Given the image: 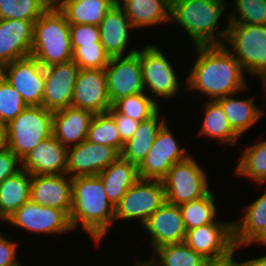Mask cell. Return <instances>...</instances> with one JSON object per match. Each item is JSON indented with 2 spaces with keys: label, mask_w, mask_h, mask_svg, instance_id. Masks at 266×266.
<instances>
[{
  "label": "cell",
  "mask_w": 266,
  "mask_h": 266,
  "mask_svg": "<svg viewBox=\"0 0 266 266\" xmlns=\"http://www.w3.org/2000/svg\"><path fill=\"white\" fill-rule=\"evenodd\" d=\"M26 107L21 95L2 77L0 79V121L7 124Z\"/></svg>",
  "instance_id": "cell-40"
},
{
  "label": "cell",
  "mask_w": 266,
  "mask_h": 266,
  "mask_svg": "<svg viewBox=\"0 0 266 266\" xmlns=\"http://www.w3.org/2000/svg\"><path fill=\"white\" fill-rule=\"evenodd\" d=\"M101 44L110 57H119L136 53L132 48L125 52L129 40V32L134 28L126 16L124 8L112 7L99 24ZM130 30V31H129Z\"/></svg>",
  "instance_id": "cell-22"
},
{
  "label": "cell",
  "mask_w": 266,
  "mask_h": 266,
  "mask_svg": "<svg viewBox=\"0 0 266 266\" xmlns=\"http://www.w3.org/2000/svg\"><path fill=\"white\" fill-rule=\"evenodd\" d=\"M107 112L113 117L120 132L121 140L125 144L132 138L138 129L140 122L118 113L113 107H111Z\"/></svg>",
  "instance_id": "cell-43"
},
{
  "label": "cell",
  "mask_w": 266,
  "mask_h": 266,
  "mask_svg": "<svg viewBox=\"0 0 266 266\" xmlns=\"http://www.w3.org/2000/svg\"><path fill=\"white\" fill-rule=\"evenodd\" d=\"M234 174L257 184L266 182V139L244 148Z\"/></svg>",
  "instance_id": "cell-32"
},
{
  "label": "cell",
  "mask_w": 266,
  "mask_h": 266,
  "mask_svg": "<svg viewBox=\"0 0 266 266\" xmlns=\"http://www.w3.org/2000/svg\"><path fill=\"white\" fill-rule=\"evenodd\" d=\"M2 65L0 64V75H2Z\"/></svg>",
  "instance_id": "cell-53"
},
{
  "label": "cell",
  "mask_w": 266,
  "mask_h": 266,
  "mask_svg": "<svg viewBox=\"0 0 266 266\" xmlns=\"http://www.w3.org/2000/svg\"><path fill=\"white\" fill-rule=\"evenodd\" d=\"M6 129L7 148L22 159L53 135V111L42 106H27L6 124Z\"/></svg>",
  "instance_id": "cell-6"
},
{
  "label": "cell",
  "mask_w": 266,
  "mask_h": 266,
  "mask_svg": "<svg viewBox=\"0 0 266 266\" xmlns=\"http://www.w3.org/2000/svg\"><path fill=\"white\" fill-rule=\"evenodd\" d=\"M94 113L69 106L53 112V136L70 148L87 139Z\"/></svg>",
  "instance_id": "cell-23"
},
{
  "label": "cell",
  "mask_w": 266,
  "mask_h": 266,
  "mask_svg": "<svg viewBox=\"0 0 266 266\" xmlns=\"http://www.w3.org/2000/svg\"><path fill=\"white\" fill-rule=\"evenodd\" d=\"M238 266H255L249 259L245 261H238Z\"/></svg>",
  "instance_id": "cell-50"
},
{
  "label": "cell",
  "mask_w": 266,
  "mask_h": 266,
  "mask_svg": "<svg viewBox=\"0 0 266 266\" xmlns=\"http://www.w3.org/2000/svg\"><path fill=\"white\" fill-rule=\"evenodd\" d=\"M150 236L149 246L153 250L185 241L186 228L182 212L178 205L165 202L159 207L142 226Z\"/></svg>",
  "instance_id": "cell-18"
},
{
  "label": "cell",
  "mask_w": 266,
  "mask_h": 266,
  "mask_svg": "<svg viewBox=\"0 0 266 266\" xmlns=\"http://www.w3.org/2000/svg\"><path fill=\"white\" fill-rule=\"evenodd\" d=\"M212 1H217L219 3H222V4H225L228 8H229V5H230V2H228V0H212Z\"/></svg>",
  "instance_id": "cell-51"
},
{
  "label": "cell",
  "mask_w": 266,
  "mask_h": 266,
  "mask_svg": "<svg viewBox=\"0 0 266 266\" xmlns=\"http://www.w3.org/2000/svg\"><path fill=\"white\" fill-rule=\"evenodd\" d=\"M72 49V60L80 69H104L109 64L111 58L101 42L72 47Z\"/></svg>",
  "instance_id": "cell-39"
},
{
  "label": "cell",
  "mask_w": 266,
  "mask_h": 266,
  "mask_svg": "<svg viewBox=\"0 0 266 266\" xmlns=\"http://www.w3.org/2000/svg\"><path fill=\"white\" fill-rule=\"evenodd\" d=\"M249 260L255 265V266H266V255H263L262 257H255V258H249Z\"/></svg>",
  "instance_id": "cell-47"
},
{
  "label": "cell",
  "mask_w": 266,
  "mask_h": 266,
  "mask_svg": "<svg viewBox=\"0 0 266 266\" xmlns=\"http://www.w3.org/2000/svg\"><path fill=\"white\" fill-rule=\"evenodd\" d=\"M184 242L205 259L223 256L235 247L233 220L187 230Z\"/></svg>",
  "instance_id": "cell-15"
},
{
  "label": "cell",
  "mask_w": 266,
  "mask_h": 266,
  "mask_svg": "<svg viewBox=\"0 0 266 266\" xmlns=\"http://www.w3.org/2000/svg\"><path fill=\"white\" fill-rule=\"evenodd\" d=\"M162 182L166 201L178 206L200 199L211 191L206 171L191 155L175 163Z\"/></svg>",
  "instance_id": "cell-7"
},
{
  "label": "cell",
  "mask_w": 266,
  "mask_h": 266,
  "mask_svg": "<svg viewBox=\"0 0 266 266\" xmlns=\"http://www.w3.org/2000/svg\"><path fill=\"white\" fill-rule=\"evenodd\" d=\"M194 49L198 58L186 76V90L200 92L209 100L247 91L246 72L224 45L195 46Z\"/></svg>",
  "instance_id": "cell-1"
},
{
  "label": "cell",
  "mask_w": 266,
  "mask_h": 266,
  "mask_svg": "<svg viewBox=\"0 0 266 266\" xmlns=\"http://www.w3.org/2000/svg\"><path fill=\"white\" fill-rule=\"evenodd\" d=\"M17 247L19 245L15 240L0 233V266H15L20 262L16 257L18 255Z\"/></svg>",
  "instance_id": "cell-44"
},
{
  "label": "cell",
  "mask_w": 266,
  "mask_h": 266,
  "mask_svg": "<svg viewBox=\"0 0 266 266\" xmlns=\"http://www.w3.org/2000/svg\"><path fill=\"white\" fill-rule=\"evenodd\" d=\"M131 0H111L113 7L124 8Z\"/></svg>",
  "instance_id": "cell-48"
},
{
  "label": "cell",
  "mask_w": 266,
  "mask_h": 266,
  "mask_svg": "<svg viewBox=\"0 0 266 266\" xmlns=\"http://www.w3.org/2000/svg\"><path fill=\"white\" fill-rule=\"evenodd\" d=\"M112 107L118 113L142 122L154 116L161 106L144 92L122 97L116 100Z\"/></svg>",
  "instance_id": "cell-37"
},
{
  "label": "cell",
  "mask_w": 266,
  "mask_h": 266,
  "mask_svg": "<svg viewBox=\"0 0 266 266\" xmlns=\"http://www.w3.org/2000/svg\"><path fill=\"white\" fill-rule=\"evenodd\" d=\"M79 70V66L73 60L44 67L42 107L54 112L71 106Z\"/></svg>",
  "instance_id": "cell-14"
},
{
  "label": "cell",
  "mask_w": 266,
  "mask_h": 266,
  "mask_svg": "<svg viewBox=\"0 0 266 266\" xmlns=\"http://www.w3.org/2000/svg\"><path fill=\"white\" fill-rule=\"evenodd\" d=\"M223 45L235 56L250 77L256 76L260 79L265 99L266 25H228Z\"/></svg>",
  "instance_id": "cell-5"
},
{
  "label": "cell",
  "mask_w": 266,
  "mask_h": 266,
  "mask_svg": "<svg viewBox=\"0 0 266 266\" xmlns=\"http://www.w3.org/2000/svg\"><path fill=\"white\" fill-rule=\"evenodd\" d=\"M71 106L94 114L106 113L112 107L104 69L79 70Z\"/></svg>",
  "instance_id": "cell-17"
},
{
  "label": "cell",
  "mask_w": 266,
  "mask_h": 266,
  "mask_svg": "<svg viewBox=\"0 0 266 266\" xmlns=\"http://www.w3.org/2000/svg\"><path fill=\"white\" fill-rule=\"evenodd\" d=\"M134 266H152L147 260L140 262V260H135Z\"/></svg>",
  "instance_id": "cell-49"
},
{
  "label": "cell",
  "mask_w": 266,
  "mask_h": 266,
  "mask_svg": "<svg viewBox=\"0 0 266 266\" xmlns=\"http://www.w3.org/2000/svg\"><path fill=\"white\" fill-rule=\"evenodd\" d=\"M207 100L203 107L204 116L198 136L217 140L219 144L234 146L240 137L233 131L221 105L216 100Z\"/></svg>",
  "instance_id": "cell-30"
},
{
  "label": "cell",
  "mask_w": 266,
  "mask_h": 266,
  "mask_svg": "<svg viewBox=\"0 0 266 266\" xmlns=\"http://www.w3.org/2000/svg\"><path fill=\"white\" fill-rule=\"evenodd\" d=\"M236 250H239V247L235 246L223 256L206 259L203 266H238V262L234 256Z\"/></svg>",
  "instance_id": "cell-45"
},
{
  "label": "cell",
  "mask_w": 266,
  "mask_h": 266,
  "mask_svg": "<svg viewBox=\"0 0 266 266\" xmlns=\"http://www.w3.org/2000/svg\"><path fill=\"white\" fill-rule=\"evenodd\" d=\"M32 175L22 169L0 183V216L6 221L30 200Z\"/></svg>",
  "instance_id": "cell-29"
},
{
  "label": "cell",
  "mask_w": 266,
  "mask_h": 266,
  "mask_svg": "<svg viewBox=\"0 0 266 266\" xmlns=\"http://www.w3.org/2000/svg\"><path fill=\"white\" fill-rule=\"evenodd\" d=\"M234 2V3H233ZM226 13L228 25H266V0H233Z\"/></svg>",
  "instance_id": "cell-38"
},
{
  "label": "cell",
  "mask_w": 266,
  "mask_h": 266,
  "mask_svg": "<svg viewBox=\"0 0 266 266\" xmlns=\"http://www.w3.org/2000/svg\"><path fill=\"white\" fill-rule=\"evenodd\" d=\"M22 170V160L7 147L0 149V183Z\"/></svg>",
  "instance_id": "cell-42"
},
{
  "label": "cell",
  "mask_w": 266,
  "mask_h": 266,
  "mask_svg": "<svg viewBox=\"0 0 266 266\" xmlns=\"http://www.w3.org/2000/svg\"><path fill=\"white\" fill-rule=\"evenodd\" d=\"M2 75L27 106H42L44 67L36 58L28 56L3 65Z\"/></svg>",
  "instance_id": "cell-12"
},
{
  "label": "cell",
  "mask_w": 266,
  "mask_h": 266,
  "mask_svg": "<svg viewBox=\"0 0 266 266\" xmlns=\"http://www.w3.org/2000/svg\"><path fill=\"white\" fill-rule=\"evenodd\" d=\"M104 70L111 104L122 97L145 92L139 49L130 55L111 57Z\"/></svg>",
  "instance_id": "cell-13"
},
{
  "label": "cell",
  "mask_w": 266,
  "mask_h": 266,
  "mask_svg": "<svg viewBox=\"0 0 266 266\" xmlns=\"http://www.w3.org/2000/svg\"><path fill=\"white\" fill-rule=\"evenodd\" d=\"M97 176L102 180L107 198L114 207L127 190L140 179L138 167L121 157Z\"/></svg>",
  "instance_id": "cell-25"
},
{
  "label": "cell",
  "mask_w": 266,
  "mask_h": 266,
  "mask_svg": "<svg viewBox=\"0 0 266 266\" xmlns=\"http://www.w3.org/2000/svg\"><path fill=\"white\" fill-rule=\"evenodd\" d=\"M34 22L19 19L0 20V64L31 56Z\"/></svg>",
  "instance_id": "cell-21"
},
{
  "label": "cell",
  "mask_w": 266,
  "mask_h": 266,
  "mask_svg": "<svg viewBox=\"0 0 266 266\" xmlns=\"http://www.w3.org/2000/svg\"><path fill=\"white\" fill-rule=\"evenodd\" d=\"M171 0H131L124 7L134 29L170 22Z\"/></svg>",
  "instance_id": "cell-31"
},
{
  "label": "cell",
  "mask_w": 266,
  "mask_h": 266,
  "mask_svg": "<svg viewBox=\"0 0 266 266\" xmlns=\"http://www.w3.org/2000/svg\"><path fill=\"white\" fill-rule=\"evenodd\" d=\"M212 190L204 197L179 205L186 230L216 221L217 209Z\"/></svg>",
  "instance_id": "cell-34"
},
{
  "label": "cell",
  "mask_w": 266,
  "mask_h": 266,
  "mask_svg": "<svg viewBox=\"0 0 266 266\" xmlns=\"http://www.w3.org/2000/svg\"><path fill=\"white\" fill-rule=\"evenodd\" d=\"M2 221L5 222V220L0 216V222L2 223Z\"/></svg>",
  "instance_id": "cell-54"
},
{
  "label": "cell",
  "mask_w": 266,
  "mask_h": 266,
  "mask_svg": "<svg viewBox=\"0 0 266 266\" xmlns=\"http://www.w3.org/2000/svg\"><path fill=\"white\" fill-rule=\"evenodd\" d=\"M7 147V129L6 123L0 121V149Z\"/></svg>",
  "instance_id": "cell-46"
},
{
  "label": "cell",
  "mask_w": 266,
  "mask_h": 266,
  "mask_svg": "<svg viewBox=\"0 0 266 266\" xmlns=\"http://www.w3.org/2000/svg\"><path fill=\"white\" fill-rule=\"evenodd\" d=\"M165 202L166 194L162 180L140 178L115 206V221L138 220L144 225Z\"/></svg>",
  "instance_id": "cell-9"
},
{
  "label": "cell",
  "mask_w": 266,
  "mask_h": 266,
  "mask_svg": "<svg viewBox=\"0 0 266 266\" xmlns=\"http://www.w3.org/2000/svg\"><path fill=\"white\" fill-rule=\"evenodd\" d=\"M68 148L53 135L40 142L22 160L31 175L67 174Z\"/></svg>",
  "instance_id": "cell-19"
},
{
  "label": "cell",
  "mask_w": 266,
  "mask_h": 266,
  "mask_svg": "<svg viewBox=\"0 0 266 266\" xmlns=\"http://www.w3.org/2000/svg\"><path fill=\"white\" fill-rule=\"evenodd\" d=\"M75 231L81 224L95 245L101 243L115 221V207L105 193L98 176H76L72 178V207L69 215Z\"/></svg>",
  "instance_id": "cell-2"
},
{
  "label": "cell",
  "mask_w": 266,
  "mask_h": 266,
  "mask_svg": "<svg viewBox=\"0 0 266 266\" xmlns=\"http://www.w3.org/2000/svg\"><path fill=\"white\" fill-rule=\"evenodd\" d=\"M21 262H19L17 265H15V266H22V264H20Z\"/></svg>",
  "instance_id": "cell-55"
},
{
  "label": "cell",
  "mask_w": 266,
  "mask_h": 266,
  "mask_svg": "<svg viewBox=\"0 0 266 266\" xmlns=\"http://www.w3.org/2000/svg\"><path fill=\"white\" fill-rule=\"evenodd\" d=\"M242 211L233 220L234 245L239 248L259 244L266 237V191Z\"/></svg>",
  "instance_id": "cell-24"
},
{
  "label": "cell",
  "mask_w": 266,
  "mask_h": 266,
  "mask_svg": "<svg viewBox=\"0 0 266 266\" xmlns=\"http://www.w3.org/2000/svg\"><path fill=\"white\" fill-rule=\"evenodd\" d=\"M119 157L120 153L114 147L84 140L82 143L68 148L67 175L70 178L97 176Z\"/></svg>",
  "instance_id": "cell-16"
},
{
  "label": "cell",
  "mask_w": 266,
  "mask_h": 266,
  "mask_svg": "<svg viewBox=\"0 0 266 266\" xmlns=\"http://www.w3.org/2000/svg\"><path fill=\"white\" fill-rule=\"evenodd\" d=\"M69 24L96 25L113 7L111 0H53Z\"/></svg>",
  "instance_id": "cell-28"
},
{
  "label": "cell",
  "mask_w": 266,
  "mask_h": 266,
  "mask_svg": "<svg viewBox=\"0 0 266 266\" xmlns=\"http://www.w3.org/2000/svg\"><path fill=\"white\" fill-rule=\"evenodd\" d=\"M266 247V237L258 244Z\"/></svg>",
  "instance_id": "cell-52"
},
{
  "label": "cell",
  "mask_w": 266,
  "mask_h": 266,
  "mask_svg": "<svg viewBox=\"0 0 266 266\" xmlns=\"http://www.w3.org/2000/svg\"><path fill=\"white\" fill-rule=\"evenodd\" d=\"M86 140L94 144L114 147L119 153L124 146L118 127L108 112L94 115Z\"/></svg>",
  "instance_id": "cell-35"
},
{
  "label": "cell",
  "mask_w": 266,
  "mask_h": 266,
  "mask_svg": "<svg viewBox=\"0 0 266 266\" xmlns=\"http://www.w3.org/2000/svg\"><path fill=\"white\" fill-rule=\"evenodd\" d=\"M237 94L228 95L216 99L221 105L233 131L241 137L248 129L258 124L264 112L263 108L256 105L253 96L246 99H237L234 96Z\"/></svg>",
  "instance_id": "cell-26"
},
{
  "label": "cell",
  "mask_w": 266,
  "mask_h": 266,
  "mask_svg": "<svg viewBox=\"0 0 266 266\" xmlns=\"http://www.w3.org/2000/svg\"><path fill=\"white\" fill-rule=\"evenodd\" d=\"M10 227L29 233L58 235L74 231L69 216L60 209L25 202L5 221Z\"/></svg>",
  "instance_id": "cell-10"
},
{
  "label": "cell",
  "mask_w": 266,
  "mask_h": 266,
  "mask_svg": "<svg viewBox=\"0 0 266 266\" xmlns=\"http://www.w3.org/2000/svg\"><path fill=\"white\" fill-rule=\"evenodd\" d=\"M226 9L225 4L212 0H171L170 22L179 25L193 46L223 45L228 24L223 30L216 27Z\"/></svg>",
  "instance_id": "cell-3"
},
{
  "label": "cell",
  "mask_w": 266,
  "mask_h": 266,
  "mask_svg": "<svg viewBox=\"0 0 266 266\" xmlns=\"http://www.w3.org/2000/svg\"><path fill=\"white\" fill-rule=\"evenodd\" d=\"M66 175H32L30 200L38 205L63 210L69 216L72 178Z\"/></svg>",
  "instance_id": "cell-20"
},
{
  "label": "cell",
  "mask_w": 266,
  "mask_h": 266,
  "mask_svg": "<svg viewBox=\"0 0 266 266\" xmlns=\"http://www.w3.org/2000/svg\"><path fill=\"white\" fill-rule=\"evenodd\" d=\"M154 251L155 255L147 259L152 266H203L206 260L185 242L165 245Z\"/></svg>",
  "instance_id": "cell-33"
},
{
  "label": "cell",
  "mask_w": 266,
  "mask_h": 266,
  "mask_svg": "<svg viewBox=\"0 0 266 266\" xmlns=\"http://www.w3.org/2000/svg\"><path fill=\"white\" fill-rule=\"evenodd\" d=\"M160 111L151 118L140 122L132 138L123 146L120 153L122 159L131 162L137 167L142 164L155 141L158 131L166 123L164 116L159 115Z\"/></svg>",
  "instance_id": "cell-27"
},
{
  "label": "cell",
  "mask_w": 266,
  "mask_h": 266,
  "mask_svg": "<svg viewBox=\"0 0 266 266\" xmlns=\"http://www.w3.org/2000/svg\"><path fill=\"white\" fill-rule=\"evenodd\" d=\"M52 4L53 0H0V20L36 21Z\"/></svg>",
  "instance_id": "cell-36"
},
{
  "label": "cell",
  "mask_w": 266,
  "mask_h": 266,
  "mask_svg": "<svg viewBox=\"0 0 266 266\" xmlns=\"http://www.w3.org/2000/svg\"><path fill=\"white\" fill-rule=\"evenodd\" d=\"M163 51L155 44H147L139 50L145 93L150 91L156 103L158 97L168 100L178 97L177 91L181 89L179 75Z\"/></svg>",
  "instance_id": "cell-8"
},
{
  "label": "cell",
  "mask_w": 266,
  "mask_h": 266,
  "mask_svg": "<svg viewBox=\"0 0 266 266\" xmlns=\"http://www.w3.org/2000/svg\"><path fill=\"white\" fill-rule=\"evenodd\" d=\"M70 39L72 47L101 42L100 29L96 25L70 24Z\"/></svg>",
  "instance_id": "cell-41"
},
{
  "label": "cell",
  "mask_w": 266,
  "mask_h": 266,
  "mask_svg": "<svg viewBox=\"0 0 266 266\" xmlns=\"http://www.w3.org/2000/svg\"><path fill=\"white\" fill-rule=\"evenodd\" d=\"M166 122L158 131L145 160L138 167L141 179L162 180L169 169L189 157L186 147H180Z\"/></svg>",
  "instance_id": "cell-11"
},
{
  "label": "cell",
  "mask_w": 266,
  "mask_h": 266,
  "mask_svg": "<svg viewBox=\"0 0 266 266\" xmlns=\"http://www.w3.org/2000/svg\"><path fill=\"white\" fill-rule=\"evenodd\" d=\"M70 24L53 3L35 22L31 56L43 66L72 60Z\"/></svg>",
  "instance_id": "cell-4"
}]
</instances>
